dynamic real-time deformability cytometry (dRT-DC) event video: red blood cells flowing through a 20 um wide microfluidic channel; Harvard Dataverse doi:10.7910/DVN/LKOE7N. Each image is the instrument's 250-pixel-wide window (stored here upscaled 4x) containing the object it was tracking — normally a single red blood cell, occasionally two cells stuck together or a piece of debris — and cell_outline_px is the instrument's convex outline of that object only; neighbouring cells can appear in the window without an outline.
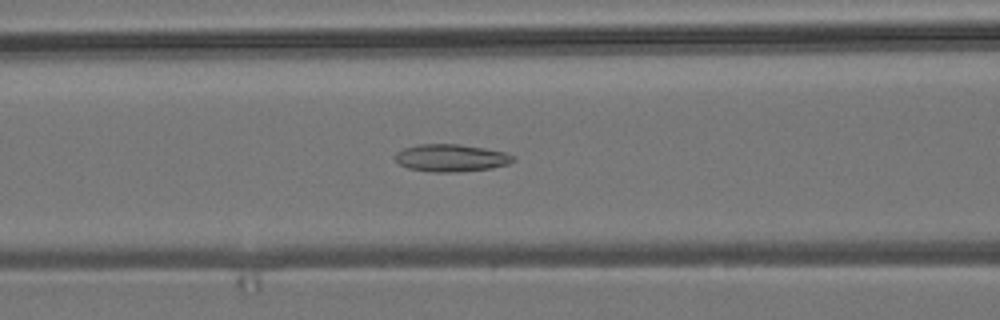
{"species": "common noctule bat (a hibernating species)", "species_latin": "Nyctalus noctula", "temperature_condition": "room temperature", "stored_images_in_passage": 37, "camera_frame_rate_fps": 3000, "um_per_image_px": 0.085, "animal": {"sex": "male", "body_mass_g": 19.2, "forearm_length_mm": 51.8}, "frame": {"image": 1, "passage_image": 6, "time_ms": 1.667, "image_size_px": [1000, 320], "cell_outline_px": [[516, 160], [508, 164], [492, 168], [456, 172], [432, 172], [408, 168], [400, 164], [396, 160], [396, 152], [404, 148], [416, 144], [460, 144], [508, 152], [516, 156]], "centroid_in_image_um": [38.39, 13.42], "position_along_channel_um": 128.2, "area_um2": 19.02}}
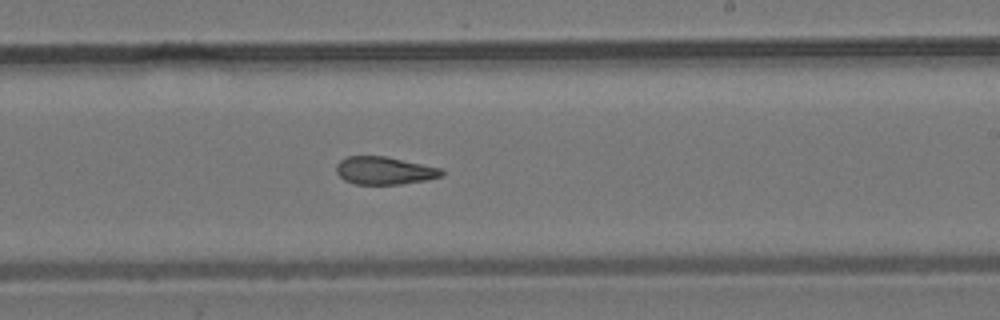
{"frame": {"image": 2, "passage_image": 16, "time_ms": 5.0, "image_size_px": [1000, 320], "cell_outline_px": [[444, 176], [424, 180], [400, 184], [352, 184], [344, 180], [336, 172], [336, 164], [340, 160], [348, 156], [384, 156], [444, 168]], "centroid_in_image_um": [32.69, 14.5], "position_along_channel_um": 256.3, "area_um2": 17.17}}
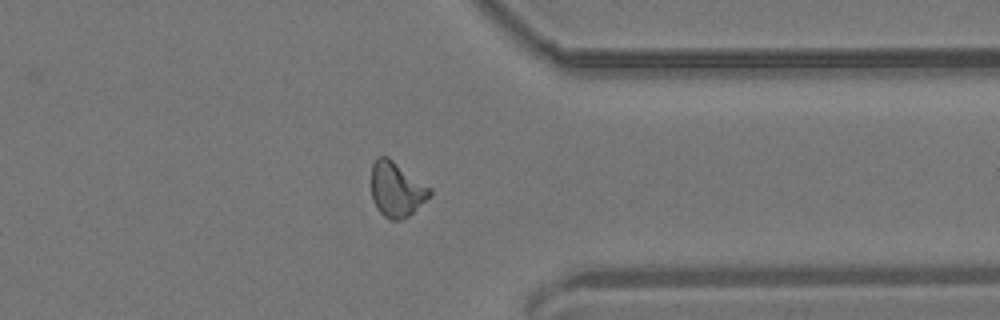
{"frame": {"image": 3, "passage_image": 26, "time_ms": 8.333, "image_size_px": [1000, 320], "cell_outline_px": [[432, 196], [408, 216], [400, 220], [392, 220], [384, 216], [376, 208], [372, 200], [372, 164], [376, 156], [388, 156], [432, 188]], "centroid_in_image_um": [33.72, 16.08], "position_along_channel_um": 377.7, "area_um2": 18.96}, "authors_computed_cell_mechanics": {"area_um2": 17.8024, "velocity_mm_per_s": 3.8476, "shape_relaxation_time_tau1_ms": null, "shape_relaxation_time_tau2_ms": 4.137, "deformation_change_tau1": null, "deformation_change_tau2": 0.1232}}